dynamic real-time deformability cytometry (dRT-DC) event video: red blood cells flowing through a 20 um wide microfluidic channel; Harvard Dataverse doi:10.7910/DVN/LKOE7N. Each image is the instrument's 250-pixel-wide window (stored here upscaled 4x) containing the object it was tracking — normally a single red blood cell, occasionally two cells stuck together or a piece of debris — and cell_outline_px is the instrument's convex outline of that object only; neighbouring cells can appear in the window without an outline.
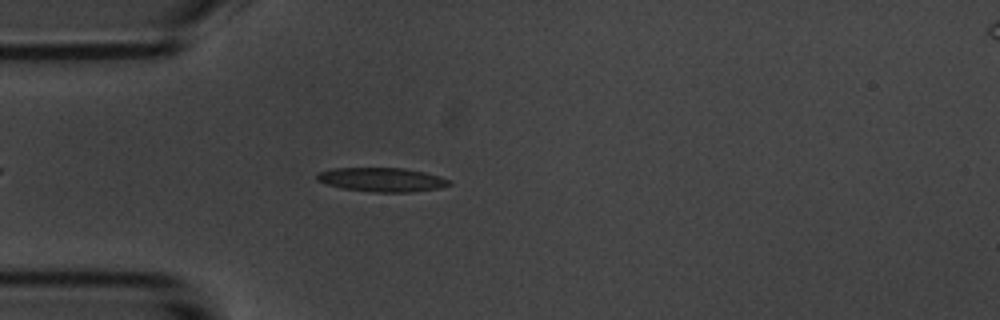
{"species": "common noctule bat (a hibernating species)", "species_latin": "Nyctalus noctula", "temperature_condition": "room temperature", "stored_images_in_passage": 4, "segment_of_instrument_passage": [1, 2], "camera_frame_rate_fps": 3000, "um_per_image_px": 0.085, "animal": {"sex": "male", "body_mass_g": 20.1, "forearm_length_mm": 53.5}, "frame": {"image": 1, "passage_image": 3, "time_ms": 2.333, "image_size_px": [1000, 320], "cell_outline_px": [[452, 184], [440, 188], [412, 192], [372, 192], [344, 188], [328, 184], [316, 180], [316, 176], [320, 172], [332, 168], [404, 168], [424, 172], [440, 176], [452, 180]], "centroid_in_image_um": [32.52, 15.27], "position_along_channel_um": 52.5, "area_um2": 18.5}}